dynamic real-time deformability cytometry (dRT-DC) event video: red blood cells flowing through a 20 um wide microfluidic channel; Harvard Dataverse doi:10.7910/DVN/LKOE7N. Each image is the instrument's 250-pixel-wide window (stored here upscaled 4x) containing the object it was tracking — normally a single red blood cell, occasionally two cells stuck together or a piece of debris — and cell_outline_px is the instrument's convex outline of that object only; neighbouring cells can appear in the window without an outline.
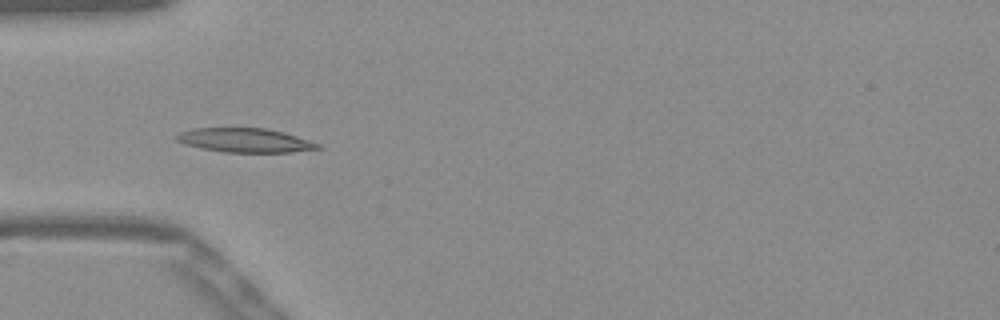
{"species": "Egyptian fruit bat (a non-hibernating species)", "species_latin": "Rousettus aegyptiacus", "temperature_condition": "warm", "stored_images_in_passage": 37, "camera_frame_rate_fps": 3000, "um_per_image_px": 0.085, "frame": {"image": 1, "passage_image": 1, "time_ms": 0.0, "image_size_px": [1000, 320], "cell_outline_px": [[324, 148], [292, 152], [224, 152], [200, 148], [184, 144], [176, 140], [176, 136], [180, 132], [196, 128], [268, 128], [284, 132], [320, 144]], "centroid_in_image_um": [20.84, 11.93], "position_along_channel_um": 64.2, "area_um2": 19.83}}
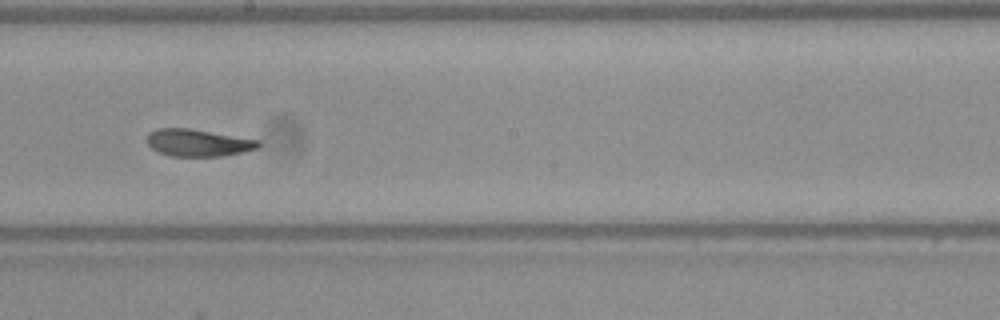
{"frame": {"image": 2, "passage_image": 14, "time_ms": 4.333, "image_size_px": [1000, 320], "cell_outline_px": [[260, 144], [256, 148], [240, 152], [220, 156], [168, 156], [156, 152], [148, 144], [148, 132], [156, 128], [188, 128], [260, 140]], "centroid_in_image_um": [16.77, 12.13], "position_along_channel_um": 231.4, "area_um2": 17.51}}
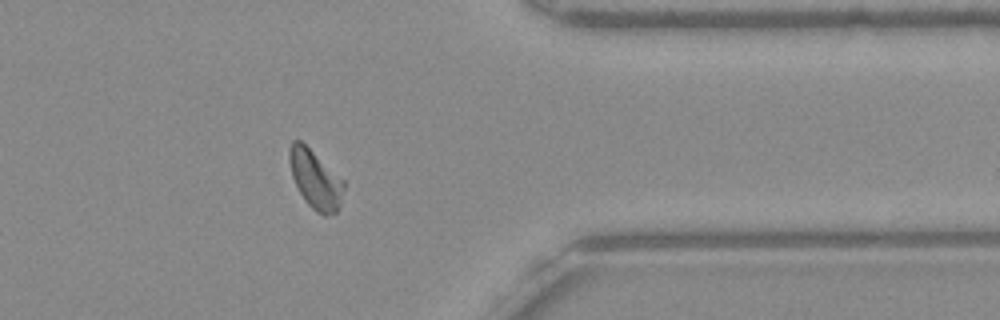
{"frame": {"image": 3, "passage_image": 27, "time_ms": 8.667, "image_size_px": [1000, 320], "cell_outline_px": [[344, 188], [336, 212], [324, 216], [316, 212], [304, 200], [292, 176], [288, 160], [288, 148], [292, 140], [300, 140], [344, 180]], "centroid_in_image_um": [26.77, 15.23], "position_along_channel_um": 384.6, "area_um2": 18.38}, "authors_computed_cell_mechanics": {"area_um2": 18.207, "velocity_mm_per_s": 3.8618, "shape_relaxation_time_tau1_ms": 6.736, "shape_relaxation_time_tau2_ms": 2.1407, "deformation_change_tau1": 0.1944, "deformation_change_tau2": 0.0847}}